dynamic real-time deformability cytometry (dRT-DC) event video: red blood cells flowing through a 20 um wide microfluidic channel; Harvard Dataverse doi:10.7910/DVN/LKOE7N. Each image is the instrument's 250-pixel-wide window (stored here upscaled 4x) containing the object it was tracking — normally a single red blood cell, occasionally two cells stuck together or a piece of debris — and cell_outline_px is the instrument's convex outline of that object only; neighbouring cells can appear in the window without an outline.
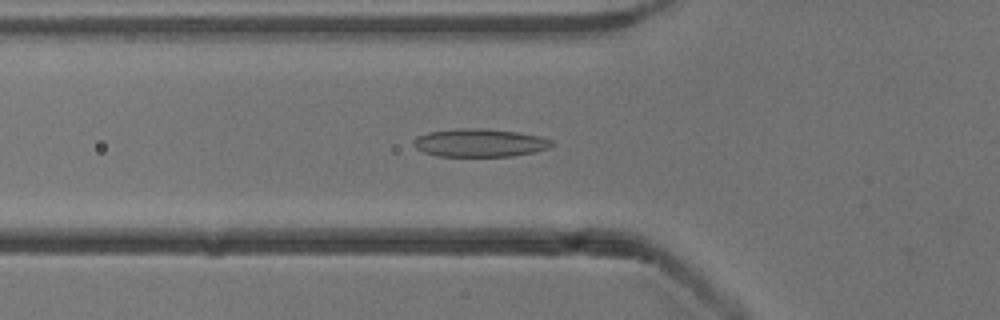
{"species": "common noctule bat (a hibernating species)", "species_latin": "Nyctalus noctula", "temperature_condition": "cold", "stored_images_in_passage": 53, "camera_frame_rate_fps": 3000, "um_per_image_px": 0.085, "animal": {"sex": "male", "body_mass_g": 13.3}, "frame": {"image": 1, "passage_image": 18, "time_ms": 5.667, "image_size_px": [1000, 320], "cell_outline_px": [[556, 144], [548, 148], [536, 152], [512, 156], [440, 156], [424, 152], [416, 148], [412, 144], [412, 140], [416, 136], [428, 132], [460, 128], [484, 128], [520, 132], [540, 136], [552, 140]], "centroid_in_image_um": [40.8, 12.13], "position_along_channel_um": 85.0, "area_um2": 22.89}}
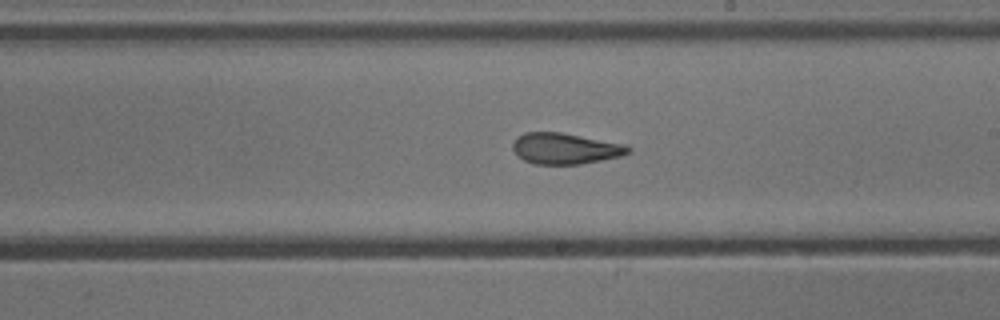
{"frame": {"image": 2, "passage_image": 30, "time_ms": 9.667, "image_size_px": [1000, 320], "cell_outline_px": [[632, 152], [620, 156], [580, 164], [536, 164], [524, 160], [516, 156], [512, 148], [512, 144], [516, 136], [524, 132], [560, 132], [628, 144], [632, 148]], "centroid_in_image_um": [48.04, 12.61], "position_along_channel_um": 241.0, "area_um2": 21.15}}
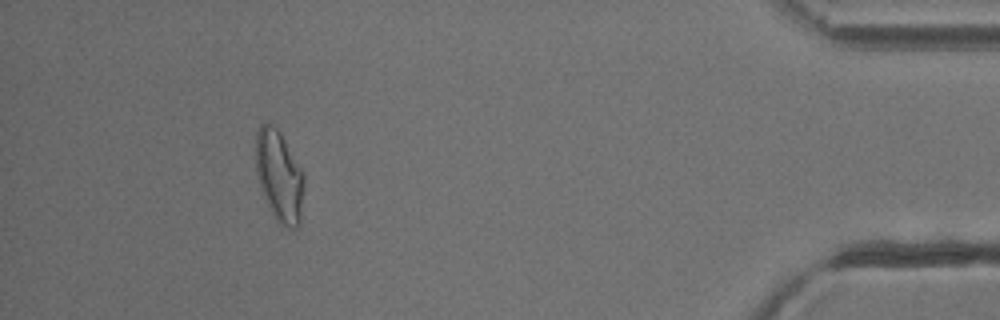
{"frame": {"image": 3, "passage_image": 48, "time_ms": 15.667, "image_size_px": [1000, 320], "cell_outline_px": [[304, 184], [300, 224], [296, 228], [288, 228], [280, 224], [276, 220], [264, 196], [256, 172], [256, 132], [260, 124], [272, 124], [280, 132], [304, 172]], "centroid_in_image_um": [23.75, 14.96], "position_along_channel_um": 411.4, "area_um2": 25.55}, "authors_computed_cell_mechanics": {"area_um2": 22.4842, "velocity_mm_per_s": 3.8719, "shape_relaxation_time_tau1_ms": 9.1609, "shape_relaxation_time_tau2_ms": 2.1298, "deformation_change_tau1": 0.2212, "deformation_change_tau2": 0.1013}}